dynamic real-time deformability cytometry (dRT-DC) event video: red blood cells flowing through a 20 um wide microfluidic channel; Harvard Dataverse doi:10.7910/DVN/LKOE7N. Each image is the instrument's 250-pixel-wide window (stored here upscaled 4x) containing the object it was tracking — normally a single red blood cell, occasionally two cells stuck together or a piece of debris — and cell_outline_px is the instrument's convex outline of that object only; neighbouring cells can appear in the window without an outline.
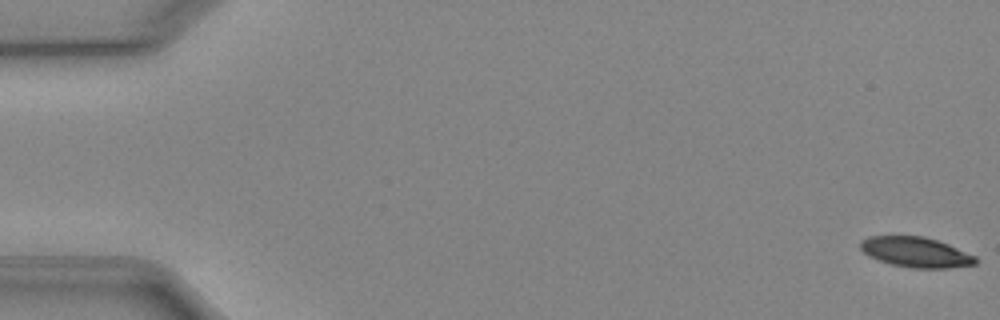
{"species": "Egyptian fruit bat (a non-hibernating species)", "species_latin": "Rousettus aegyptiacus", "temperature_condition": "cold", "stored_images_in_passage": 12, "camera_frame_rate_fps": 3000, "um_per_image_px": 0.085, "animal": {"sex": "female"}, "frame": {"image": 1, "passage_image": 1, "time_ms": 0.0, "image_size_px": [1000, 320], "cell_outline_px": [[976, 264], [948, 268], [912, 268], [892, 264], [868, 256], [860, 248], [860, 240], [868, 236], [924, 236], [948, 244], [976, 256]], "centroid_in_image_um": [77.83, 21.43], "position_along_channel_um": 7.2, "area_um2": 20.17}}